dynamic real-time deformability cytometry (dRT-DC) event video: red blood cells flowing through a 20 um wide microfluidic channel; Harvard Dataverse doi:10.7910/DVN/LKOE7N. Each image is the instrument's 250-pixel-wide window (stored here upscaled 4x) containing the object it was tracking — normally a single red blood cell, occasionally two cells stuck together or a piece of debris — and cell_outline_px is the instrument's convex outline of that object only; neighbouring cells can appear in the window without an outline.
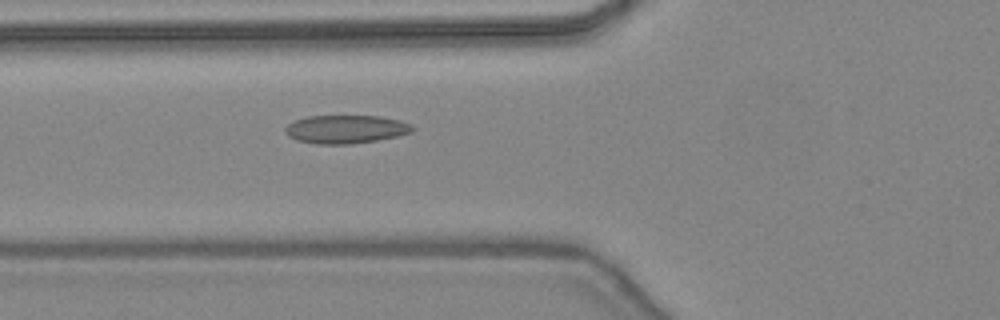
{"species": "common noctule bat (a hibernating species)", "species_latin": "Nyctalus noctula", "temperature_condition": "warm", "stored_images_in_passage": 37, "camera_frame_rate_fps": 3000, "um_per_image_px": 0.085, "animal": {"sex": "female", "body_mass_g": 24.6, "forearm_length_mm": 56.2}, "frame": {"image": 1, "passage_image": 9, "time_ms": 2.667, "image_size_px": [1000, 320], "cell_outline_px": [[416, 128], [412, 132], [396, 136], [376, 140], [352, 144], [316, 144], [296, 140], [288, 136], [284, 132], [284, 128], [292, 120], [308, 116], [380, 116], [400, 120], [412, 124]], "centroid_in_image_um": [29.37, 10.98], "position_along_channel_um": 96.4, "area_um2": 21.21}}
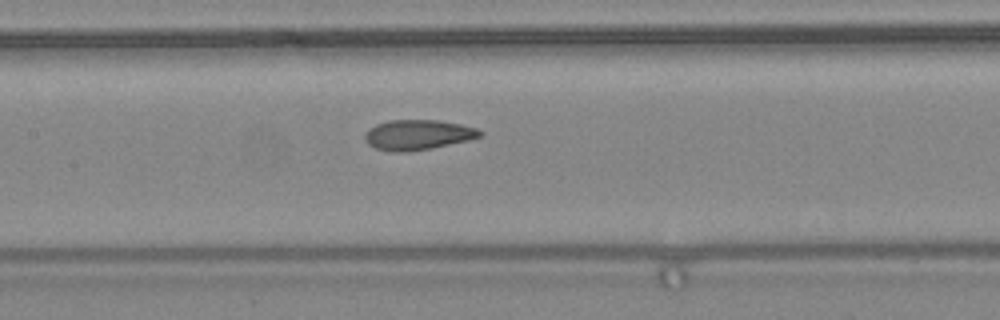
{"frame": {"image": 2, "passage_image": 14, "time_ms": 4.333, "image_size_px": [1000, 320], "cell_outline_px": [[484, 136], [468, 140], [432, 148], [404, 152], [396, 152], [376, 148], [368, 144], [364, 140], [364, 136], [376, 124], [388, 120], [440, 120], [460, 124], [476, 128], [484, 132]], "centroid_in_image_um": [35.56, 11.45], "position_along_channel_um": 171.8, "area_um2": 20.11}}
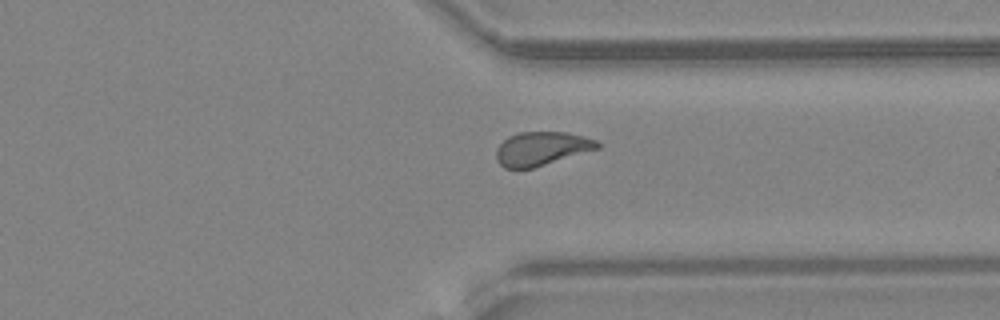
{"frame": {"image": 3, "passage_image": 27, "time_ms": 8.667, "image_size_px": [1000, 320], "cell_outline_px": [[600, 148], [532, 168], [504, 168], [496, 160], [496, 148], [508, 136], [520, 132], [568, 132], [584, 136], [596, 140], [600, 144]], "centroid_in_image_um": [46.03, 12.62], "position_along_channel_um": 365.4, "area_um2": 19.83}, "authors_computed_cell_mechanics": {"area_um2": 20.3456, "velocity_mm_per_s": 4.4721, "shape_relaxation_time_tau1_ms": 7.505, "shape_relaxation_time_tau2_ms": 1.5458, "deformation_change_tau1": 0.1995, "deformation_change_tau2": 0.0776}}